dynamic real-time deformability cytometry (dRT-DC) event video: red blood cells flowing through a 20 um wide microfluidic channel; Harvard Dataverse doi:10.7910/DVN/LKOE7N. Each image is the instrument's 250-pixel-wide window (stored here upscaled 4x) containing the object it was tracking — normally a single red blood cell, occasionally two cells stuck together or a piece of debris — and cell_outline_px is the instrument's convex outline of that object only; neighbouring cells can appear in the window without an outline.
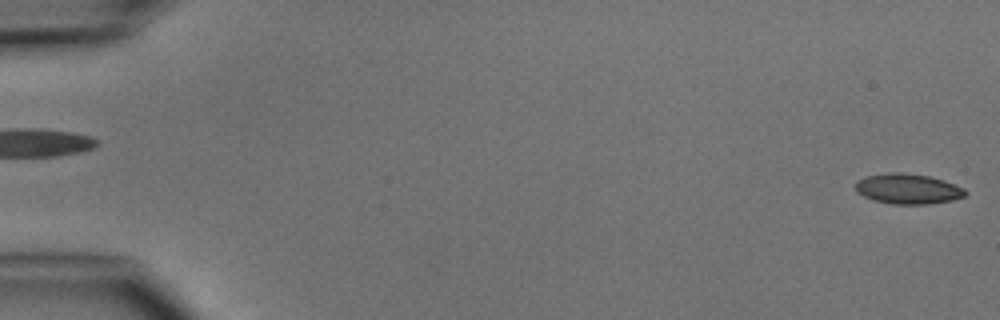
{"species": "common noctule bat (a hibernating species)", "species_latin": "Nyctalus noctula", "temperature_condition": "cold", "stored_images_in_passage": 2, "segment_of_instrument_passage": [2, 2], "camera_frame_rate_fps": 3000, "um_per_image_px": 0.085, "animal": {"sex": "male", "body_mass_g": 15.6}, "frame": {"image": 1, "passage_image": 2, "time_ms": 1.333, "image_size_px": [1000, 320], "cell_outline_px": [[968, 192], [964, 196], [952, 200], [928, 204], [892, 204], [872, 200], [856, 192], [856, 180], [868, 176], [892, 172], [904, 172], [928, 176], [944, 180], [964, 188]], "centroid_in_image_um": [77.17, 16.05], "position_along_channel_um": 7.8, "area_um2": 19.36}}